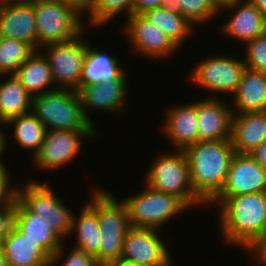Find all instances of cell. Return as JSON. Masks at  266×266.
I'll list each match as a JSON object with an SVG mask.
<instances>
[{
    "mask_svg": "<svg viewBox=\"0 0 266 266\" xmlns=\"http://www.w3.org/2000/svg\"><path fill=\"white\" fill-rule=\"evenodd\" d=\"M161 230L130 227L123 241L120 261L148 266H174Z\"/></svg>",
    "mask_w": 266,
    "mask_h": 266,
    "instance_id": "4fadbf2b",
    "label": "cell"
},
{
    "mask_svg": "<svg viewBox=\"0 0 266 266\" xmlns=\"http://www.w3.org/2000/svg\"><path fill=\"white\" fill-rule=\"evenodd\" d=\"M0 77L5 80L0 83V127H3L10 119L31 112L33 97L14 74Z\"/></svg>",
    "mask_w": 266,
    "mask_h": 266,
    "instance_id": "4316f807",
    "label": "cell"
},
{
    "mask_svg": "<svg viewBox=\"0 0 266 266\" xmlns=\"http://www.w3.org/2000/svg\"><path fill=\"white\" fill-rule=\"evenodd\" d=\"M4 129H6V128H3V129L1 128L0 129V146H3V155L2 156H4V153L7 151V147H6L8 145V141L7 140L10 139L7 136L8 135L7 131L4 130Z\"/></svg>",
    "mask_w": 266,
    "mask_h": 266,
    "instance_id": "b9f144b4",
    "label": "cell"
},
{
    "mask_svg": "<svg viewBox=\"0 0 266 266\" xmlns=\"http://www.w3.org/2000/svg\"><path fill=\"white\" fill-rule=\"evenodd\" d=\"M231 98L232 114L266 111V73L246 68Z\"/></svg>",
    "mask_w": 266,
    "mask_h": 266,
    "instance_id": "44dd1931",
    "label": "cell"
},
{
    "mask_svg": "<svg viewBox=\"0 0 266 266\" xmlns=\"http://www.w3.org/2000/svg\"><path fill=\"white\" fill-rule=\"evenodd\" d=\"M35 52L27 43L0 37V75H11Z\"/></svg>",
    "mask_w": 266,
    "mask_h": 266,
    "instance_id": "4dcf8cb0",
    "label": "cell"
},
{
    "mask_svg": "<svg viewBox=\"0 0 266 266\" xmlns=\"http://www.w3.org/2000/svg\"><path fill=\"white\" fill-rule=\"evenodd\" d=\"M219 8L215 0H178V13L194 27L218 19Z\"/></svg>",
    "mask_w": 266,
    "mask_h": 266,
    "instance_id": "1f68e13d",
    "label": "cell"
},
{
    "mask_svg": "<svg viewBox=\"0 0 266 266\" xmlns=\"http://www.w3.org/2000/svg\"><path fill=\"white\" fill-rule=\"evenodd\" d=\"M133 1L134 0H91L90 7L87 13L86 27L99 28L106 26L108 22L114 21V19L120 14L129 17L133 14ZM115 17V18H114ZM90 24V25H89Z\"/></svg>",
    "mask_w": 266,
    "mask_h": 266,
    "instance_id": "f546056e",
    "label": "cell"
},
{
    "mask_svg": "<svg viewBox=\"0 0 266 266\" xmlns=\"http://www.w3.org/2000/svg\"><path fill=\"white\" fill-rule=\"evenodd\" d=\"M208 206L218 208V229L227 246L250 254L266 238V192L214 198Z\"/></svg>",
    "mask_w": 266,
    "mask_h": 266,
    "instance_id": "6da1fadb",
    "label": "cell"
},
{
    "mask_svg": "<svg viewBox=\"0 0 266 266\" xmlns=\"http://www.w3.org/2000/svg\"><path fill=\"white\" fill-rule=\"evenodd\" d=\"M31 112L48 130H96L84 116L78 92L57 88L32 98Z\"/></svg>",
    "mask_w": 266,
    "mask_h": 266,
    "instance_id": "5b68a950",
    "label": "cell"
},
{
    "mask_svg": "<svg viewBox=\"0 0 266 266\" xmlns=\"http://www.w3.org/2000/svg\"><path fill=\"white\" fill-rule=\"evenodd\" d=\"M144 186L142 191L122 199L127 207L130 227L161 230L177 215L190 211L176 195Z\"/></svg>",
    "mask_w": 266,
    "mask_h": 266,
    "instance_id": "52a82bcc",
    "label": "cell"
},
{
    "mask_svg": "<svg viewBox=\"0 0 266 266\" xmlns=\"http://www.w3.org/2000/svg\"><path fill=\"white\" fill-rule=\"evenodd\" d=\"M30 1L35 12L38 50L47 44L68 42L87 32L85 16L73 6L56 0Z\"/></svg>",
    "mask_w": 266,
    "mask_h": 266,
    "instance_id": "8992f818",
    "label": "cell"
},
{
    "mask_svg": "<svg viewBox=\"0 0 266 266\" xmlns=\"http://www.w3.org/2000/svg\"><path fill=\"white\" fill-rule=\"evenodd\" d=\"M105 266H148L144 264H136V263H131V262H126V261H116L114 263L105 265Z\"/></svg>",
    "mask_w": 266,
    "mask_h": 266,
    "instance_id": "ee69618b",
    "label": "cell"
},
{
    "mask_svg": "<svg viewBox=\"0 0 266 266\" xmlns=\"http://www.w3.org/2000/svg\"><path fill=\"white\" fill-rule=\"evenodd\" d=\"M16 199L6 207L0 208V243L17 228Z\"/></svg>",
    "mask_w": 266,
    "mask_h": 266,
    "instance_id": "d590c367",
    "label": "cell"
},
{
    "mask_svg": "<svg viewBox=\"0 0 266 266\" xmlns=\"http://www.w3.org/2000/svg\"><path fill=\"white\" fill-rule=\"evenodd\" d=\"M197 64V65H196ZM189 74L191 83L202 89L208 90L210 96L218 97L220 95L232 96L237 90L242 74L246 69L244 60L231 54L214 55L196 62ZM210 91V92H209ZM225 94V95H224ZM216 95V96H215Z\"/></svg>",
    "mask_w": 266,
    "mask_h": 266,
    "instance_id": "9c48e42d",
    "label": "cell"
},
{
    "mask_svg": "<svg viewBox=\"0 0 266 266\" xmlns=\"http://www.w3.org/2000/svg\"><path fill=\"white\" fill-rule=\"evenodd\" d=\"M98 136L97 130H48L32 160L33 166L47 172L66 166L82 151L84 141L96 140Z\"/></svg>",
    "mask_w": 266,
    "mask_h": 266,
    "instance_id": "8fae6325",
    "label": "cell"
},
{
    "mask_svg": "<svg viewBox=\"0 0 266 266\" xmlns=\"http://www.w3.org/2000/svg\"><path fill=\"white\" fill-rule=\"evenodd\" d=\"M56 1L73 6L83 15H86L88 13V9L91 3V0H56Z\"/></svg>",
    "mask_w": 266,
    "mask_h": 266,
    "instance_id": "ab89813d",
    "label": "cell"
},
{
    "mask_svg": "<svg viewBox=\"0 0 266 266\" xmlns=\"http://www.w3.org/2000/svg\"><path fill=\"white\" fill-rule=\"evenodd\" d=\"M216 2H217V4L220 6V5H222V4H225V3H227V2H230V1H232V0H215Z\"/></svg>",
    "mask_w": 266,
    "mask_h": 266,
    "instance_id": "7dc6e473",
    "label": "cell"
},
{
    "mask_svg": "<svg viewBox=\"0 0 266 266\" xmlns=\"http://www.w3.org/2000/svg\"><path fill=\"white\" fill-rule=\"evenodd\" d=\"M118 58L104 50L87 46V51L83 61L80 87L101 82H109L118 79L125 71Z\"/></svg>",
    "mask_w": 266,
    "mask_h": 266,
    "instance_id": "cb8c5ba5",
    "label": "cell"
},
{
    "mask_svg": "<svg viewBox=\"0 0 266 266\" xmlns=\"http://www.w3.org/2000/svg\"><path fill=\"white\" fill-rule=\"evenodd\" d=\"M0 244L8 266H50L51 257L18 228Z\"/></svg>",
    "mask_w": 266,
    "mask_h": 266,
    "instance_id": "d4e9b609",
    "label": "cell"
},
{
    "mask_svg": "<svg viewBox=\"0 0 266 266\" xmlns=\"http://www.w3.org/2000/svg\"><path fill=\"white\" fill-rule=\"evenodd\" d=\"M250 253L252 255L251 258L258 259L255 261H259L258 263L261 266H266V238Z\"/></svg>",
    "mask_w": 266,
    "mask_h": 266,
    "instance_id": "f35d334b",
    "label": "cell"
},
{
    "mask_svg": "<svg viewBox=\"0 0 266 266\" xmlns=\"http://www.w3.org/2000/svg\"><path fill=\"white\" fill-rule=\"evenodd\" d=\"M14 75L32 97L57 89L49 62L40 50L35 51Z\"/></svg>",
    "mask_w": 266,
    "mask_h": 266,
    "instance_id": "484cf974",
    "label": "cell"
},
{
    "mask_svg": "<svg viewBox=\"0 0 266 266\" xmlns=\"http://www.w3.org/2000/svg\"><path fill=\"white\" fill-rule=\"evenodd\" d=\"M83 36L84 32L68 42L41 47L40 51L49 62L56 88L75 91L80 88L83 61L89 43Z\"/></svg>",
    "mask_w": 266,
    "mask_h": 266,
    "instance_id": "30bf717a",
    "label": "cell"
},
{
    "mask_svg": "<svg viewBox=\"0 0 266 266\" xmlns=\"http://www.w3.org/2000/svg\"><path fill=\"white\" fill-rule=\"evenodd\" d=\"M161 7V0H134L133 14H143L146 10Z\"/></svg>",
    "mask_w": 266,
    "mask_h": 266,
    "instance_id": "8d00e7d4",
    "label": "cell"
},
{
    "mask_svg": "<svg viewBox=\"0 0 266 266\" xmlns=\"http://www.w3.org/2000/svg\"><path fill=\"white\" fill-rule=\"evenodd\" d=\"M16 210L18 214L17 228L52 257L62 246L64 240L45 219L31 213L17 198Z\"/></svg>",
    "mask_w": 266,
    "mask_h": 266,
    "instance_id": "603a6c76",
    "label": "cell"
},
{
    "mask_svg": "<svg viewBox=\"0 0 266 266\" xmlns=\"http://www.w3.org/2000/svg\"><path fill=\"white\" fill-rule=\"evenodd\" d=\"M4 126L7 129L10 126L12 127V139H15L14 142L21 149L32 152L31 157L33 159L39 152L47 132L44 124L32 112H29L10 119Z\"/></svg>",
    "mask_w": 266,
    "mask_h": 266,
    "instance_id": "83f0119b",
    "label": "cell"
},
{
    "mask_svg": "<svg viewBox=\"0 0 266 266\" xmlns=\"http://www.w3.org/2000/svg\"><path fill=\"white\" fill-rule=\"evenodd\" d=\"M48 182L29 180L17 185V199L33 214L45 219L65 241L72 229L73 212L68 209Z\"/></svg>",
    "mask_w": 266,
    "mask_h": 266,
    "instance_id": "ba28073f",
    "label": "cell"
},
{
    "mask_svg": "<svg viewBox=\"0 0 266 266\" xmlns=\"http://www.w3.org/2000/svg\"><path fill=\"white\" fill-rule=\"evenodd\" d=\"M0 37L23 41L38 51L35 12L30 0L0 4Z\"/></svg>",
    "mask_w": 266,
    "mask_h": 266,
    "instance_id": "e0dca14e",
    "label": "cell"
},
{
    "mask_svg": "<svg viewBox=\"0 0 266 266\" xmlns=\"http://www.w3.org/2000/svg\"><path fill=\"white\" fill-rule=\"evenodd\" d=\"M249 155L266 170V140L251 150Z\"/></svg>",
    "mask_w": 266,
    "mask_h": 266,
    "instance_id": "74e56055",
    "label": "cell"
},
{
    "mask_svg": "<svg viewBox=\"0 0 266 266\" xmlns=\"http://www.w3.org/2000/svg\"><path fill=\"white\" fill-rule=\"evenodd\" d=\"M66 242L56 251V253L51 257L50 266H55L54 264H60L61 266H100L95 257L85 251H81L77 248L72 247L69 251L66 252ZM66 257H63V256ZM64 258V259H63ZM60 260H63L62 264L59 263ZM59 265V266H60Z\"/></svg>",
    "mask_w": 266,
    "mask_h": 266,
    "instance_id": "836d02e7",
    "label": "cell"
},
{
    "mask_svg": "<svg viewBox=\"0 0 266 266\" xmlns=\"http://www.w3.org/2000/svg\"><path fill=\"white\" fill-rule=\"evenodd\" d=\"M244 45L246 51L243 60L246 68L266 73V32Z\"/></svg>",
    "mask_w": 266,
    "mask_h": 266,
    "instance_id": "d6a6232c",
    "label": "cell"
},
{
    "mask_svg": "<svg viewBox=\"0 0 266 266\" xmlns=\"http://www.w3.org/2000/svg\"><path fill=\"white\" fill-rule=\"evenodd\" d=\"M106 189L96 188V215L100 226L99 252L94 256L100 266L120 260L123 241L130 228L127 207Z\"/></svg>",
    "mask_w": 266,
    "mask_h": 266,
    "instance_id": "3957f363",
    "label": "cell"
},
{
    "mask_svg": "<svg viewBox=\"0 0 266 266\" xmlns=\"http://www.w3.org/2000/svg\"><path fill=\"white\" fill-rule=\"evenodd\" d=\"M24 1H29V0H0V4L12 3V2H24Z\"/></svg>",
    "mask_w": 266,
    "mask_h": 266,
    "instance_id": "bcb514c9",
    "label": "cell"
},
{
    "mask_svg": "<svg viewBox=\"0 0 266 266\" xmlns=\"http://www.w3.org/2000/svg\"><path fill=\"white\" fill-rule=\"evenodd\" d=\"M266 19V0H250Z\"/></svg>",
    "mask_w": 266,
    "mask_h": 266,
    "instance_id": "7bdbcfd3",
    "label": "cell"
},
{
    "mask_svg": "<svg viewBox=\"0 0 266 266\" xmlns=\"http://www.w3.org/2000/svg\"><path fill=\"white\" fill-rule=\"evenodd\" d=\"M122 35L131 44L137 55L150 59H168L180 48L161 29L152 24L142 14H132L125 19ZM179 49V50H178Z\"/></svg>",
    "mask_w": 266,
    "mask_h": 266,
    "instance_id": "7c38bea8",
    "label": "cell"
},
{
    "mask_svg": "<svg viewBox=\"0 0 266 266\" xmlns=\"http://www.w3.org/2000/svg\"><path fill=\"white\" fill-rule=\"evenodd\" d=\"M127 74L125 71L116 80L84 85L77 90L83 114L92 125L96 126L88 113L90 109L100 110L104 113L107 111L112 115L116 113V116L120 118L126 115L125 103L129 91L127 90L129 89V87L127 88L129 74Z\"/></svg>",
    "mask_w": 266,
    "mask_h": 266,
    "instance_id": "5bb4252c",
    "label": "cell"
},
{
    "mask_svg": "<svg viewBox=\"0 0 266 266\" xmlns=\"http://www.w3.org/2000/svg\"><path fill=\"white\" fill-rule=\"evenodd\" d=\"M173 152H161L152 161L146 171L144 183L151 189L174 194L191 210L198 206H208L194 193L190 181V171L187 157L183 150L173 149ZM170 153V154H169Z\"/></svg>",
    "mask_w": 266,
    "mask_h": 266,
    "instance_id": "277c9868",
    "label": "cell"
},
{
    "mask_svg": "<svg viewBox=\"0 0 266 266\" xmlns=\"http://www.w3.org/2000/svg\"><path fill=\"white\" fill-rule=\"evenodd\" d=\"M198 141L230 139L232 108L220 97L197 100Z\"/></svg>",
    "mask_w": 266,
    "mask_h": 266,
    "instance_id": "ac0fdd59",
    "label": "cell"
},
{
    "mask_svg": "<svg viewBox=\"0 0 266 266\" xmlns=\"http://www.w3.org/2000/svg\"><path fill=\"white\" fill-rule=\"evenodd\" d=\"M226 11L232 12V16L220 28L224 37L245 44L265 33L266 19L250 0H232L220 5L219 13Z\"/></svg>",
    "mask_w": 266,
    "mask_h": 266,
    "instance_id": "9a60e30c",
    "label": "cell"
},
{
    "mask_svg": "<svg viewBox=\"0 0 266 266\" xmlns=\"http://www.w3.org/2000/svg\"><path fill=\"white\" fill-rule=\"evenodd\" d=\"M161 7L178 13V0H161Z\"/></svg>",
    "mask_w": 266,
    "mask_h": 266,
    "instance_id": "60d3db41",
    "label": "cell"
},
{
    "mask_svg": "<svg viewBox=\"0 0 266 266\" xmlns=\"http://www.w3.org/2000/svg\"><path fill=\"white\" fill-rule=\"evenodd\" d=\"M3 161H0V208L8 206L17 198V187L10 182V171Z\"/></svg>",
    "mask_w": 266,
    "mask_h": 266,
    "instance_id": "e575fe53",
    "label": "cell"
},
{
    "mask_svg": "<svg viewBox=\"0 0 266 266\" xmlns=\"http://www.w3.org/2000/svg\"><path fill=\"white\" fill-rule=\"evenodd\" d=\"M266 140V111L233 114L230 142L237 154H249Z\"/></svg>",
    "mask_w": 266,
    "mask_h": 266,
    "instance_id": "ffe728a7",
    "label": "cell"
},
{
    "mask_svg": "<svg viewBox=\"0 0 266 266\" xmlns=\"http://www.w3.org/2000/svg\"><path fill=\"white\" fill-rule=\"evenodd\" d=\"M91 192V200L81 207L78 216L73 213L70 237L76 236L74 248L95 256L99 252L101 235L96 215V188Z\"/></svg>",
    "mask_w": 266,
    "mask_h": 266,
    "instance_id": "7402d4cb",
    "label": "cell"
},
{
    "mask_svg": "<svg viewBox=\"0 0 266 266\" xmlns=\"http://www.w3.org/2000/svg\"><path fill=\"white\" fill-rule=\"evenodd\" d=\"M0 266H8L5 254L0 244Z\"/></svg>",
    "mask_w": 266,
    "mask_h": 266,
    "instance_id": "f6af8a7d",
    "label": "cell"
},
{
    "mask_svg": "<svg viewBox=\"0 0 266 266\" xmlns=\"http://www.w3.org/2000/svg\"><path fill=\"white\" fill-rule=\"evenodd\" d=\"M166 120L161 129L168 137L171 147L176 150H184L189 145L198 142V113L197 101L185 104L173 105L167 108L164 115Z\"/></svg>",
    "mask_w": 266,
    "mask_h": 266,
    "instance_id": "d6986e66",
    "label": "cell"
},
{
    "mask_svg": "<svg viewBox=\"0 0 266 266\" xmlns=\"http://www.w3.org/2000/svg\"><path fill=\"white\" fill-rule=\"evenodd\" d=\"M194 193L208 205L222 190L235 155L230 139L198 141L184 150Z\"/></svg>",
    "mask_w": 266,
    "mask_h": 266,
    "instance_id": "7a4b0ae2",
    "label": "cell"
},
{
    "mask_svg": "<svg viewBox=\"0 0 266 266\" xmlns=\"http://www.w3.org/2000/svg\"><path fill=\"white\" fill-rule=\"evenodd\" d=\"M142 15L170 37L180 49L196 31L182 15L163 7L146 10Z\"/></svg>",
    "mask_w": 266,
    "mask_h": 266,
    "instance_id": "f1b7e54d",
    "label": "cell"
},
{
    "mask_svg": "<svg viewBox=\"0 0 266 266\" xmlns=\"http://www.w3.org/2000/svg\"><path fill=\"white\" fill-rule=\"evenodd\" d=\"M266 192V170L249 154L235 153L221 192L215 198H230Z\"/></svg>",
    "mask_w": 266,
    "mask_h": 266,
    "instance_id": "2e32d148",
    "label": "cell"
}]
</instances>
